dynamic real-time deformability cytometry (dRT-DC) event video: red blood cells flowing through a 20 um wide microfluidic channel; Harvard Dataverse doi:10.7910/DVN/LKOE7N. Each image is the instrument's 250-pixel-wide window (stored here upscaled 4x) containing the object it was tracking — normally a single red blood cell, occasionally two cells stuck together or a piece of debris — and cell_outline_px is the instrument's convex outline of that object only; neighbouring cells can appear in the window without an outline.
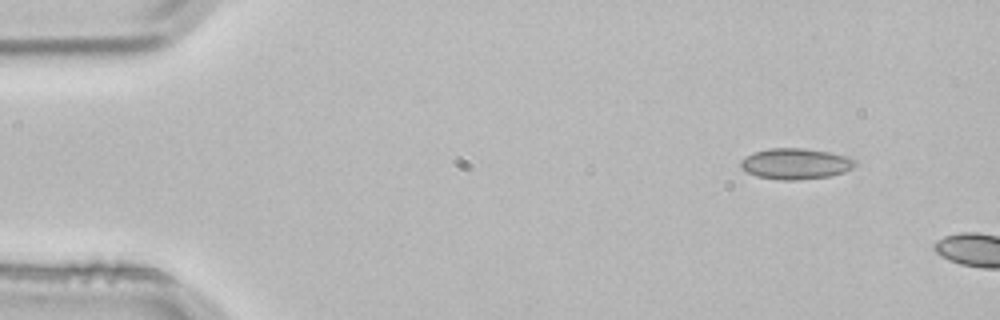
{"species": "common noctule bat (a hibernating species)", "species_latin": "Nyctalus noctula", "temperature_condition": "room temperature", "stored_images_in_passage": 2, "camera_frame_rate_fps": 3000, "um_per_image_px": 0.085, "animal": {"sex": "male", "body_mass_g": 21.5, "forearm_length_mm": 52.0}, "frame": {"image": 1, "passage_image": 1, "time_ms": 0.0, "image_size_px": [1000, 320], "cell_outline_px": [[856, 164], [852, 168], [844, 172], [832, 176], [800, 180], [780, 180], [756, 176], [740, 168], [740, 160], [752, 152], [768, 148], [804, 148], [828, 152], [848, 156], [856, 160]], "centroid_in_image_um": [67.61, 13.92], "position_along_channel_um": 17.4, "area_um2": 20.87}}